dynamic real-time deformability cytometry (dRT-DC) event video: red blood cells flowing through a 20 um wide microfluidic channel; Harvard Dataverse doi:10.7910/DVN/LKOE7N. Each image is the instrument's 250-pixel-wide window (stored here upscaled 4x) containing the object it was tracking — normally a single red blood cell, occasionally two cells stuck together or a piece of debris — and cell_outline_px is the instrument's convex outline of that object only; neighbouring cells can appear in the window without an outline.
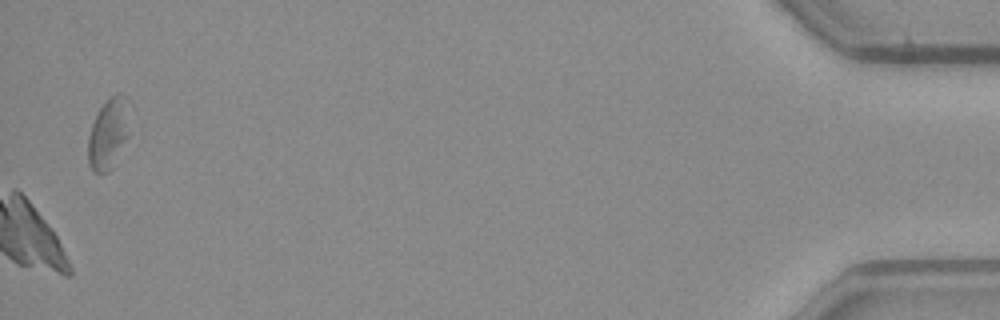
{"species": "common noctule bat (a hibernating species)", "species_latin": "Nyctalus noctula", "temperature_condition": "warm", "stored_images_in_passage": 44, "camera_frame_rate_fps": 3000, "um_per_image_px": 0.085, "animal": {"sex": "male", "body_mass_g": 23.1, "forearm_length_mm": 52.7}, "frame": {"image": 1, "passage_image": 44, "time_ms": 14.333, "image_size_px": [1000, 320], "cell_outline_px": [[128, 96], [124, 140], [112, 168], [108, 172], [92, 172], [88, 164], [88, 136], [92, 124], [100, 108], [116, 92], [120, 92]], "centroid_in_image_um": [9.14, 11.36], "position_along_channel_um": 426.1, "area_um2": 16.3}}